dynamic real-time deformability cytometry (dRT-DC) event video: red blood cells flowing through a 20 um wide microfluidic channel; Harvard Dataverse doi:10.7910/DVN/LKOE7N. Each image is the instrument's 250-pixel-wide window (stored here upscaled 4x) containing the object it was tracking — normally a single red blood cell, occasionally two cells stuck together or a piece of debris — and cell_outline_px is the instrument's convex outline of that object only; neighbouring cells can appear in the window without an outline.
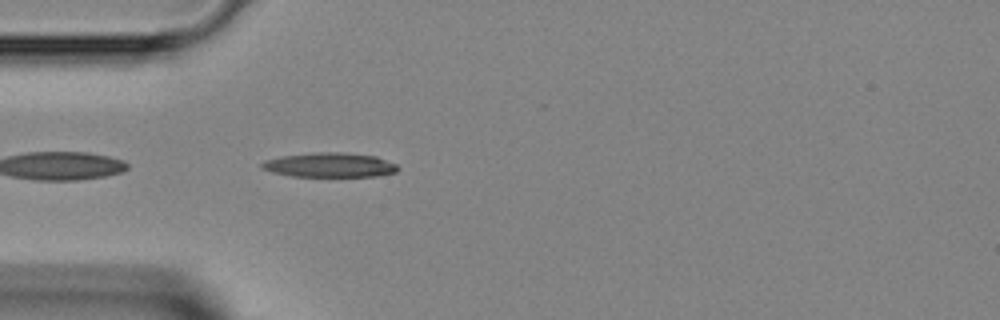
{"species": "Egyptian fruit bat (a non-hibernating species)", "species_latin": "Rousettus aegyptiacus", "temperature_condition": "room temperature", "stored_images_in_passage": 12, "camera_frame_rate_fps": 3000, "um_per_image_px": 0.085, "animal": {"sex": "female"}, "frame": {"image": 1, "passage_image": 1, "time_ms": 0.0, "image_size_px": [1000, 320], "cell_outline_px": [[400, 168], [396, 172], [376, 176], [292, 176], [272, 172], [260, 168], [260, 164], [264, 160], [280, 156], [312, 152], [340, 152], [376, 156], [396, 164]], "centroid_in_image_um": [27.99, 14.01], "position_along_channel_um": 57.0, "area_um2": 19.48}}
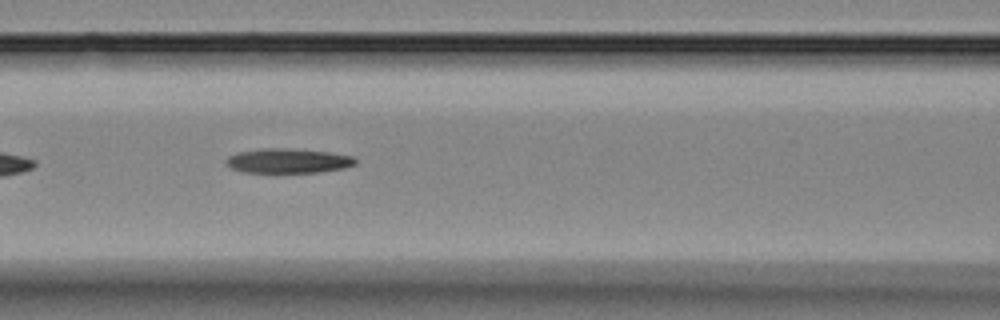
{"frame": {"image": 2, "passage_image": 7, "time_ms": 2.0, "image_size_px": [1000, 320], "cell_outline_px": [[356, 164], [344, 168], [320, 172], [244, 172], [232, 168], [224, 164], [224, 160], [228, 156], [236, 152], [260, 148], [292, 148], [328, 152], [352, 156], [356, 160]], "centroid_in_image_um": [24.44, 13.66], "position_along_channel_um": 142.2, "area_um2": 18.67}}
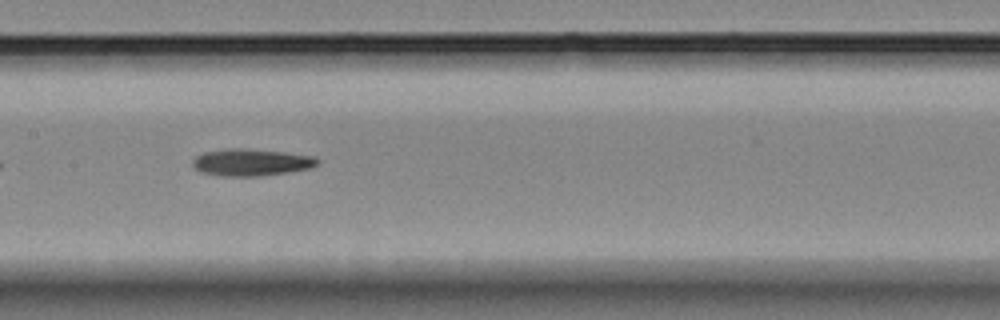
{"frame": {"image": 3, "passage_image": 10, "time_ms": 3.0, "image_size_px": [1000, 320], "cell_outline_px": [[316, 164], [308, 168], [288, 172], [260, 176], [220, 176], [200, 172], [192, 164], [192, 160], [196, 156], [204, 152], [228, 148], [240, 148], [284, 152], [316, 156]], "centroid_in_image_um": [21.3, 13.8], "position_along_channel_um": 186.1, "area_um2": 19.48}}